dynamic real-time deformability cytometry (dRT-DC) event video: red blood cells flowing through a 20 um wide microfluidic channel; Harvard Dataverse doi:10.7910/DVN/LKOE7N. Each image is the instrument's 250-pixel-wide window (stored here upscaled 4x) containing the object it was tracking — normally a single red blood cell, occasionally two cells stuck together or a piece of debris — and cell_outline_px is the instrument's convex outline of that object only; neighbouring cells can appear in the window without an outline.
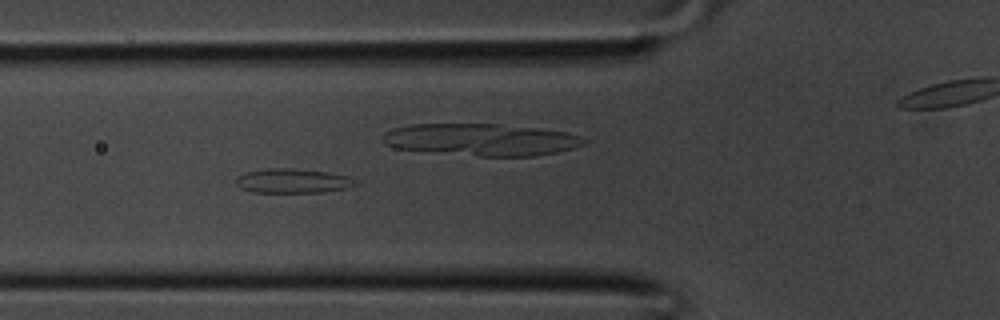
{"species": "common noctule bat (a hibernating species)", "species_latin": "Nyctalus noctula", "temperature_condition": "room temperature", "stored_images_in_passage": 30, "camera_frame_rate_fps": 3000, "um_per_image_px": 0.085, "animal": {"sex": "male", "body_mass_g": 20.1, "forearm_length_mm": 53.5}, "frame": {"image": 1, "passage_image": 9, "time_ms": 2.667, "image_size_px": [1000, 320], "cell_outline_px": [[356, 184], [348, 188], [324, 192], [252, 192], [240, 188], [236, 184], [236, 176], [244, 172], [268, 168], [292, 168], [328, 172], [348, 176]], "centroid_in_image_um": [24.82, 15.37], "position_along_channel_um": 101.0, "area_um2": 16.99}}
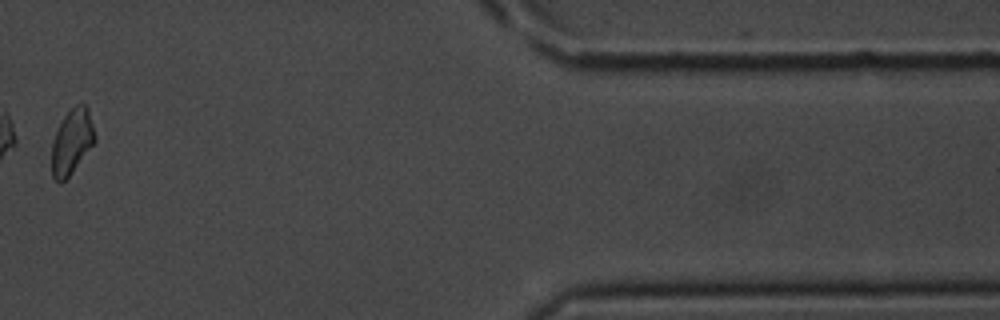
{"frame": {"image": 2, "passage_image": 26, "time_ms": 8.333, "image_size_px": [1000, 320], "cell_outline_px": [[96, 140], [72, 172], [60, 184], [52, 176], [52, 140], [64, 116], [76, 104], [84, 104], [88, 108], [96, 136]], "centroid_in_image_um": [6.11, 12.04], "position_along_channel_um": 405.3, "area_um2": 16.13}}